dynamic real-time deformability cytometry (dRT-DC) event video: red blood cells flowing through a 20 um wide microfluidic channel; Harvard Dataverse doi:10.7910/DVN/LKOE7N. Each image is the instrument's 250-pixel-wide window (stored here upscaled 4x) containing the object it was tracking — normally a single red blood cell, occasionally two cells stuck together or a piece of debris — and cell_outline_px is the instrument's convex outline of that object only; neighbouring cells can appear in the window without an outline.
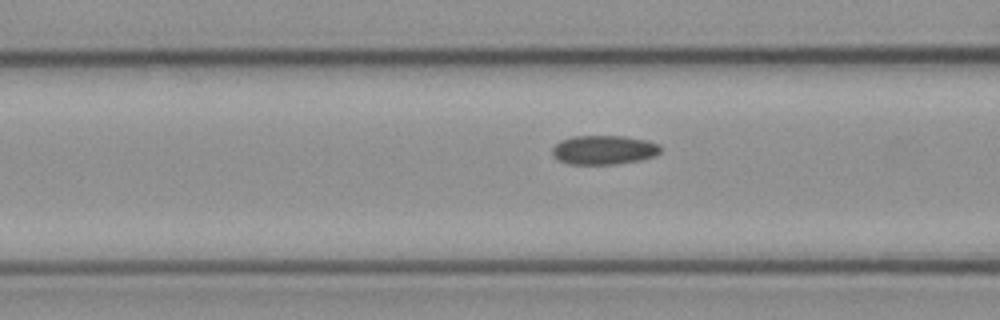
{"species": "common noctule bat (a hibernating species)", "species_latin": "Nyctalus noctula", "temperature_condition": "cold", "stored_images_in_passage": 14, "camera_frame_rate_fps": 3000, "um_per_image_px": 0.085, "animal": {"sex": "female", "body_mass_g": 21.9}, "frame": {"image": 1, "passage_image": 12, "time_ms": 3.667, "image_size_px": [1000, 320], "cell_outline_px": [[660, 152], [652, 156], [640, 160], [616, 164], [568, 164], [552, 156], [552, 148], [560, 140], [572, 136], [624, 136], [644, 140], [660, 144]], "centroid_in_image_um": [51.29, 12.74], "position_along_channel_um": 115.3, "area_um2": 18.32}}